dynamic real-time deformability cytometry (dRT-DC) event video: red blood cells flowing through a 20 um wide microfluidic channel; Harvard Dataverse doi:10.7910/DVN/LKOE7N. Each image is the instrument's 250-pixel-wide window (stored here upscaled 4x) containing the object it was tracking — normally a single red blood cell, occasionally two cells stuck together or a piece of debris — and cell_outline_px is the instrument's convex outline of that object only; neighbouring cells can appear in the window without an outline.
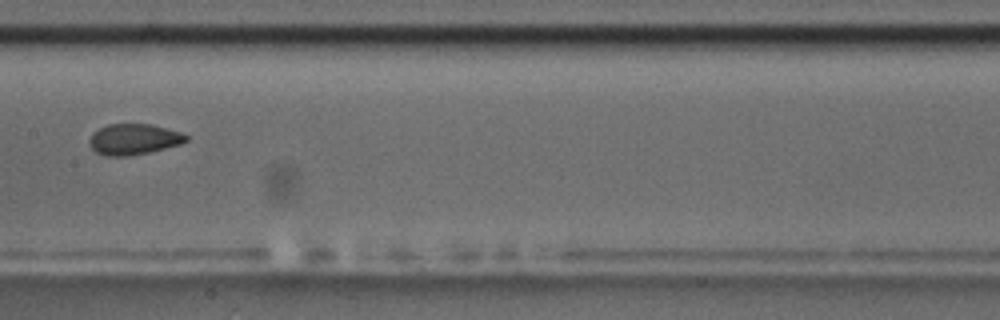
{"species": "common noctule bat (a hibernating species)", "species_latin": "Nyctalus noctula", "temperature_condition": "room temperature", "stored_images_in_passage": 10, "camera_frame_rate_fps": 3000, "um_per_image_px": 0.085, "animal": {"sex": "male", "body_mass_g": 17.5, "forearm_length_mm": 52.3}, "frame": {"image": 1, "passage_image": 9, "time_ms": 9.333, "image_size_px": [1000, 320], "cell_outline_px": [[188, 140], [180, 144], [148, 152], [128, 156], [104, 156], [96, 152], [88, 144], [88, 140], [92, 132], [108, 124], [152, 124], [180, 132], [188, 136]], "centroid_in_image_um": [11.33, 11.83], "position_along_channel_um": 196.1, "area_um2": 17.4}}
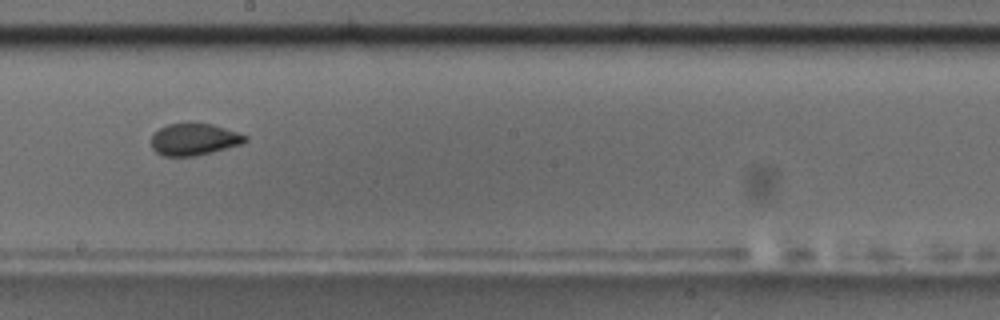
{"frame": {"image": 2, "passage_image": 10, "time_ms": 10.333, "image_size_px": [1000, 320], "cell_outline_px": [[248, 140], [240, 144], [212, 152], [196, 156], [164, 156], [156, 152], [152, 148], [152, 136], [160, 128], [168, 124], [212, 124], [248, 136]], "centroid_in_image_um": [16.5, 11.86], "position_along_channel_um": 231.7, "area_um2": 17.11}}